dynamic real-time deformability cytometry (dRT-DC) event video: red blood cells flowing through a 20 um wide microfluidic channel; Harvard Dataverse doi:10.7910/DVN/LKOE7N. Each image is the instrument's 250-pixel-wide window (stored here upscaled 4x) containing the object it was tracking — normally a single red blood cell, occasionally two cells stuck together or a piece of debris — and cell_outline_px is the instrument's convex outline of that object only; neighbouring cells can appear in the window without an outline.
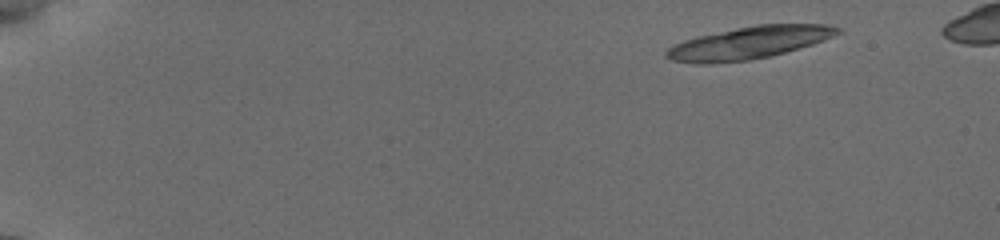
{"species": "common noctule bat (a hibernating species)", "species_latin": "Nyctalus noctula", "temperature_condition": "cold", "stored_images_in_passage": 18, "camera_frame_rate_fps": 3000, "um_per_image_px": 0.085, "animal": {"sex": "female", "body_mass_g": 19.5, "forearm_length_mm": 54.1}, "frame": {"image": 1, "passage_image": 1, "time_ms": 0.0, "image_size_px": [1000, 240], "cell_outline_px": [[840, 32], [824, 40], [812, 44], [784, 52], [768, 56], [748, 60], [712, 64], [696, 64], [668, 60], [664, 56], [664, 52], [668, 48], [684, 40], [700, 36], [756, 24], [824, 24], [840, 28]], "centroid_in_image_um": [63.6, 3.65], "position_along_channel_um": 21.4, "area_um2": 32.02}}